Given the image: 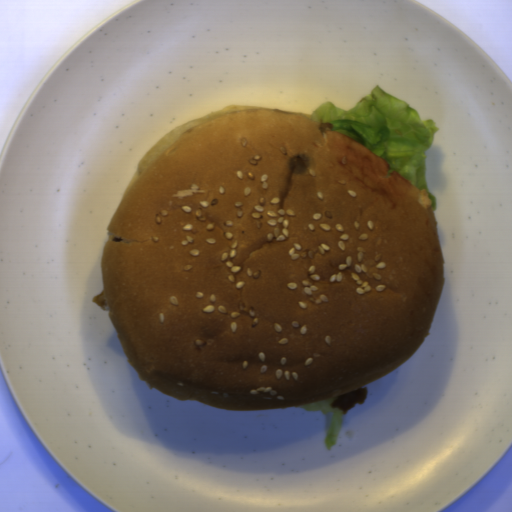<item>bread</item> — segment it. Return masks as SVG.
<instances>
[{
    "label": "bread",
    "instance_id": "bread-1",
    "mask_svg": "<svg viewBox=\"0 0 512 512\" xmlns=\"http://www.w3.org/2000/svg\"><path fill=\"white\" fill-rule=\"evenodd\" d=\"M311 115L230 103L139 160L99 267L149 389L299 408L385 377L429 335L446 277L427 189Z\"/></svg>",
    "mask_w": 512,
    "mask_h": 512
}]
</instances>
